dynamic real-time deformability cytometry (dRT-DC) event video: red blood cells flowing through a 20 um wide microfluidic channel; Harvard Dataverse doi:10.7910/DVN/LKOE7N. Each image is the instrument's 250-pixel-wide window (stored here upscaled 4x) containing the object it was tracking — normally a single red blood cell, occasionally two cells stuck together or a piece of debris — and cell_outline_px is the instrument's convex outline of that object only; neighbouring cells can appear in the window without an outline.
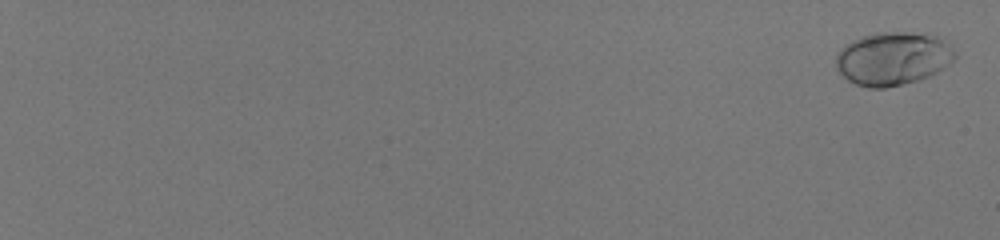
{"species": "human", "species_latin": "Homo sapiens", "temperature_condition": "room temperature", "stored_images_in_passage": 59, "camera_frame_rate_fps": 3000, "um_per_image_px": 0.085, "donor": {"sex": "male"}, "frame": {"image": 1, "passage_image": 2, "time_ms": 0.333, "image_size_px": [1000, 240], "cell_outline_px": [[956, 56], [948, 64], [936, 72], [920, 80], [884, 88], [868, 88], [856, 84], [848, 80], [836, 68], [836, 52], [844, 44], [852, 40], [864, 36], [880, 32], [908, 32], [936, 36]], "centroid_in_image_um": [75.8, 4.99], "position_along_channel_um": 9.2, "area_um2": 36.36}}
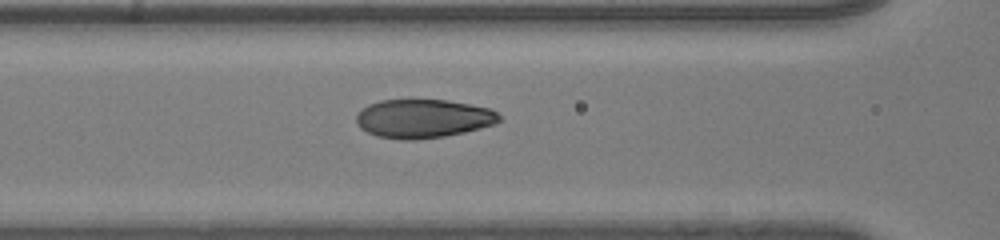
{"frame": {"image": 2, "passage_image": 33, "time_ms": 10.667, "image_size_px": [1000, 240], "cell_outline_px": [[500, 120], [496, 124], [464, 132], [444, 136], [412, 140], [400, 140], [376, 136], [360, 128], [356, 124], [356, 112], [360, 108], [368, 104], [380, 100], [448, 100], [492, 108], [500, 116]], "centroid_in_image_um": [35.94, 10.07], "position_along_channel_um": 130.7, "area_um2": 32.54}}
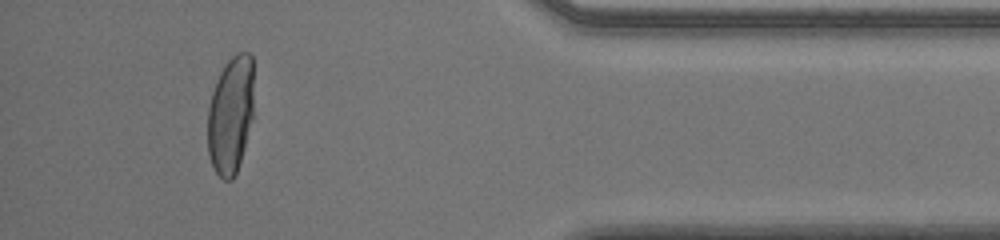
{"frame": {"image": 3, "passage_image": 56, "time_ms": 18.333, "image_size_px": [1000, 240], "cell_outline_px": [[252, 116], [244, 148], [236, 172], [232, 180], [224, 180], [216, 172], [212, 164], [208, 152], [208, 108], [212, 92], [216, 80], [224, 64], [236, 52], [248, 52], [252, 56]], "centroid_in_image_um": [19.58, 9.73], "position_along_channel_um": 415.6, "area_um2": 31.33}, "authors_computed_cell_mechanics": {"area_um2": 33.235, "velocity_mm_per_s": 4.0504, "shape_relaxation_time_tau1_ms": 3.5747, "shape_relaxation_time_tau2_ms": null, "deformation_change_tau1": 0.2034, "deformation_change_tau2": null}}